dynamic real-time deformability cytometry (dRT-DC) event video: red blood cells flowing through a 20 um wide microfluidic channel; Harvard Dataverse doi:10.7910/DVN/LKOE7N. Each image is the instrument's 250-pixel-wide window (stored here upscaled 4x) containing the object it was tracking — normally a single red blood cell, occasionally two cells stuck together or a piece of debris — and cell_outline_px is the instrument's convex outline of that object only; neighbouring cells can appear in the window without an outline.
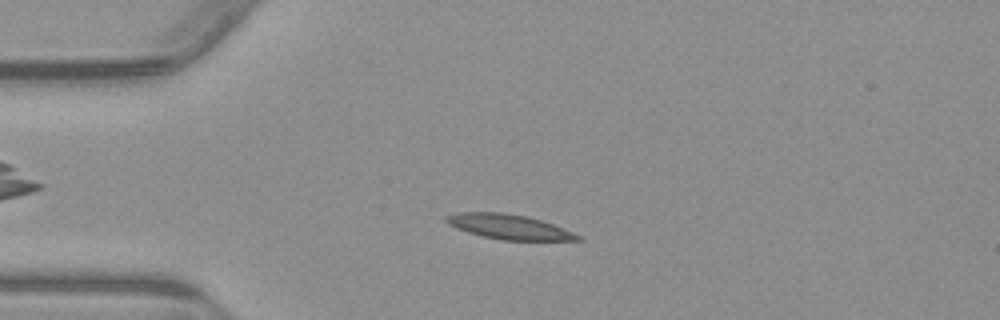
{"species": "common noctule bat (a hibernating species)", "species_latin": "Nyctalus noctula", "temperature_condition": "warm", "stored_images_in_passage": 53, "camera_frame_rate_fps": 3000, "um_per_image_px": 0.085, "animal": {"sex": "male", "body_mass_g": 23.1, "forearm_length_mm": 52.7}, "frame": {"image": 1, "passage_image": 12, "time_ms": 3.667, "image_size_px": [1000, 320], "cell_outline_px": [[584, 240], [504, 240], [484, 236], [468, 232], [456, 228], [448, 224], [444, 220], [444, 216], [460, 212], [504, 212], [528, 216], [552, 224], [572, 232], [580, 236]], "centroid_in_image_um": [43.22, 19.26], "position_along_channel_um": 41.8, "area_um2": 18.84}}
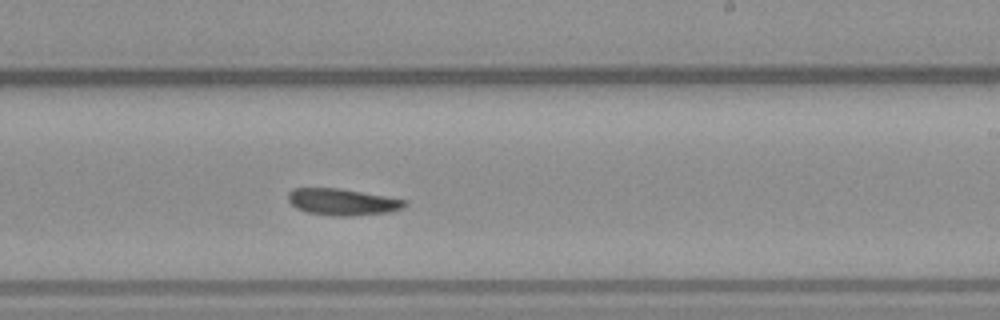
{"frame": {"image": 2, "passage_image": 31, "time_ms": 10.0, "image_size_px": [1000, 320], "cell_outline_px": [[408, 204], [400, 208], [388, 212], [352, 216], [332, 216], [308, 212], [296, 208], [288, 200], [288, 192], [292, 188], [336, 188], [384, 196], [404, 200]], "centroid_in_image_um": [29.04, 17.17], "position_along_channel_um": 260.0, "area_um2": 17.8}}
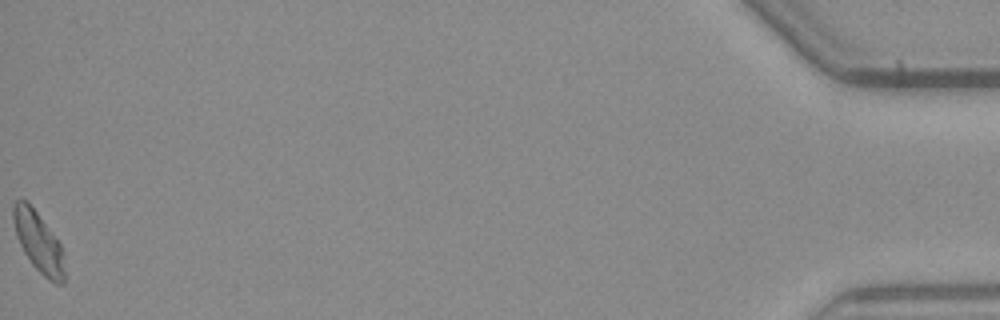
{"frame": {"image": 3, "passage_image": 53, "time_ms": 17.333, "image_size_px": [1000, 320], "cell_outline_px": [[64, 284], [56, 284], [48, 280], [32, 264], [24, 252], [16, 236], [12, 220], [12, 204], [16, 200], [28, 200], [60, 244], [64, 252]], "centroid_in_image_um": [3.26, 20.56], "position_along_channel_um": 431.9, "area_um2": 18.09}}